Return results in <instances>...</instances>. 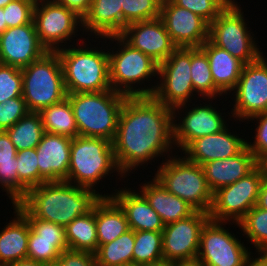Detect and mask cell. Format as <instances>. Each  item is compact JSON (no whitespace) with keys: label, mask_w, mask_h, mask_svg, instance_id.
Wrapping results in <instances>:
<instances>
[{"label":"cell","mask_w":267,"mask_h":266,"mask_svg":"<svg viewBox=\"0 0 267 266\" xmlns=\"http://www.w3.org/2000/svg\"><path fill=\"white\" fill-rule=\"evenodd\" d=\"M82 28L88 38L120 35L123 31L122 0H92L82 19Z\"/></svg>","instance_id":"cell-25"},{"label":"cell","mask_w":267,"mask_h":266,"mask_svg":"<svg viewBox=\"0 0 267 266\" xmlns=\"http://www.w3.org/2000/svg\"><path fill=\"white\" fill-rule=\"evenodd\" d=\"M190 64L191 48L180 47L158 65L159 81L153 94L158 102L174 109L193 100L199 101L191 79Z\"/></svg>","instance_id":"cell-12"},{"label":"cell","mask_w":267,"mask_h":266,"mask_svg":"<svg viewBox=\"0 0 267 266\" xmlns=\"http://www.w3.org/2000/svg\"><path fill=\"white\" fill-rule=\"evenodd\" d=\"M173 123V109L153 96L125 99L112 141L116 163L125 177L135 169L139 171L140 166L145 168L152 160L155 163L162 157L163 162L177 154Z\"/></svg>","instance_id":"cell-1"},{"label":"cell","mask_w":267,"mask_h":266,"mask_svg":"<svg viewBox=\"0 0 267 266\" xmlns=\"http://www.w3.org/2000/svg\"><path fill=\"white\" fill-rule=\"evenodd\" d=\"M212 100L216 101V99L212 98H201L199 101L202 102V104H197V101H194L192 105L185 104L173 109L174 144L176 150H179L177 154L192 140L206 135L219 133L229 125L228 123L231 121L230 118H233L232 115H230L231 112H226L228 114V120L225 116L226 108L224 107V109H220L219 106L217 107L215 105L216 102L214 103ZM187 105L191 109H188ZM221 110L222 112L225 110L224 114L220 112Z\"/></svg>","instance_id":"cell-10"},{"label":"cell","mask_w":267,"mask_h":266,"mask_svg":"<svg viewBox=\"0 0 267 266\" xmlns=\"http://www.w3.org/2000/svg\"><path fill=\"white\" fill-rule=\"evenodd\" d=\"M151 177L153 179L141 182L136 190L146 198L164 225L189 217L196 211L186 201L168 192L154 176Z\"/></svg>","instance_id":"cell-26"},{"label":"cell","mask_w":267,"mask_h":266,"mask_svg":"<svg viewBox=\"0 0 267 266\" xmlns=\"http://www.w3.org/2000/svg\"><path fill=\"white\" fill-rule=\"evenodd\" d=\"M0 188L6 192L12 205L19 202V176L17 173V158L0 161Z\"/></svg>","instance_id":"cell-42"},{"label":"cell","mask_w":267,"mask_h":266,"mask_svg":"<svg viewBox=\"0 0 267 266\" xmlns=\"http://www.w3.org/2000/svg\"><path fill=\"white\" fill-rule=\"evenodd\" d=\"M33 21L39 40L48 52H56L70 43L77 44L74 37L79 35L81 39H86L82 36V18L56 0H37Z\"/></svg>","instance_id":"cell-11"},{"label":"cell","mask_w":267,"mask_h":266,"mask_svg":"<svg viewBox=\"0 0 267 266\" xmlns=\"http://www.w3.org/2000/svg\"><path fill=\"white\" fill-rule=\"evenodd\" d=\"M7 266H45L40 262H36L33 259L24 258L14 263L8 264Z\"/></svg>","instance_id":"cell-50"},{"label":"cell","mask_w":267,"mask_h":266,"mask_svg":"<svg viewBox=\"0 0 267 266\" xmlns=\"http://www.w3.org/2000/svg\"><path fill=\"white\" fill-rule=\"evenodd\" d=\"M162 231H135L133 264L157 266L164 263Z\"/></svg>","instance_id":"cell-35"},{"label":"cell","mask_w":267,"mask_h":266,"mask_svg":"<svg viewBox=\"0 0 267 266\" xmlns=\"http://www.w3.org/2000/svg\"><path fill=\"white\" fill-rule=\"evenodd\" d=\"M256 120V121H255ZM254 121L256 122L255 126V134L252 135V142L246 140V147L253 153L256 160L258 161L263 155L267 154V112L260 113L257 115L252 116L251 118L247 119L245 122Z\"/></svg>","instance_id":"cell-43"},{"label":"cell","mask_w":267,"mask_h":266,"mask_svg":"<svg viewBox=\"0 0 267 266\" xmlns=\"http://www.w3.org/2000/svg\"><path fill=\"white\" fill-rule=\"evenodd\" d=\"M13 219L0 230V265H8L27 258L30 224L13 206Z\"/></svg>","instance_id":"cell-28"},{"label":"cell","mask_w":267,"mask_h":266,"mask_svg":"<svg viewBox=\"0 0 267 266\" xmlns=\"http://www.w3.org/2000/svg\"><path fill=\"white\" fill-rule=\"evenodd\" d=\"M135 231L129 229L112 242L100 245L95 253L96 266H126L133 264Z\"/></svg>","instance_id":"cell-32"},{"label":"cell","mask_w":267,"mask_h":266,"mask_svg":"<svg viewBox=\"0 0 267 266\" xmlns=\"http://www.w3.org/2000/svg\"><path fill=\"white\" fill-rule=\"evenodd\" d=\"M98 247L120 237L129 230L126 214L112 197H101L96 203Z\"/></svg>","instance_id":"cell-29"},{"label":"cell","mask_w":267,"mask_h":266,"mask_svg":"<svg viewBox=\"0 0 267 266\" xmlns=\"http://www.w3.org/2000/svg\"><path fill=\"white\" fill-rule=\"evenodd\" d=\"M17 152L6 131H0V161L12 160Z\"/></svg>","instance_id":"cell-46"},{"label":"cell","mask_w":267,"mask_h":266,"mask_svg":"<svg viewBox=\"0 0 267 266\" xmlns=\"http://www.w3.org/2000/svg\"><path fill=\"white\" fill-rule=\"evenodd\" d=\"M112 173L117 174L111 176ZM114 175L120 176L123 181L126 178L116 163L111 141L83 136L72 139L69 171L65 181L97 191L100 181L108 176L114 178Z\"/></svg>","instance_id":"cell-6"},{"label":"cell","mask_w":267,"mask_h":266,"mask_svg":"<svg viewBox=\"0 0 267 266\" xmlns=\"http://www.w3.org/2000/svg\"><path fill=\"white\" fill-rule=\"evenodd\" d=\"M67 9L74 11L82 19L88 13L92 0H56Z\"/></svg>","instance_id":"cell-47"},{"label":"cell","mask_w":267,"mask_h":266,"mask_svg":"<svg viewBox=\"0 0 267 266\" xmlns=\"http://www.w3.org/2000/svg\"><path fill=\"white\" fill-rule=\"evenodd\" d=\"M128 96L113 89L67 94L79 136L113 141L121 108Z\"/></svg>","instance_id":"cell-5"},{"label":"cell","mask_w":267,"mask_h":266,"mask_svg":"<svg viewBox=\"0 0 267 266\" xmlns=\"http://www.w3.org/2000/svg\"><path fill=\"white\" fill-rule=\"evenodd\" d=\"M12 1L13 0H0V8H4L8 3Z\"/></svg>","instance_id":"cell-54"},{"label":"cell","mask_w":267,"mask_h":266,"mask_svg":"<svg viewBox=\"0 0 267 266\" xmlns=\"http://www.w3.org/2000/svg\"><path fill=\"white\" fill-rule=\"evenodd\" d=\"M47 52L39 40L34 21L8 28L0 34V64L22 69Z\"/></svg>","instance_id":"cell-19"},{"label":"cell","mask_w":267,"mask_h":266,"mask_svg":"<svg viewBox=\"0 0 267 266\" xmlns=\"http://www.w3.org/2000/svg\"><path fill=\"white\" fill-rule=\"evenodd\" d=\"M106 40L110 41L108 46L114 43L108 49L111 88L128 97L153 96L158 83V64L120 35L108 36ZM152 77L156 78L155 82Z\"/></svg>","instance_id":"cell-4"},{"label":"cell","mask_w":267,"mask_h":266,"mask_svg":"<svg viewBox=\"0 0 267 266\" xmlns=\"http://www.w3.org/2000/svg\"><path fill=\"white\" fill-rule=\"evenodd\" d=\"M257 167L260 169L263 178H266L267 179V154L266 155H263L257 161Z\"/></svg>","instance_id":"cell-51"},{"label":"cell","mask_w":267,"mask_h":266,"mask_svg":"<svg viewBox=\"0 0 267 266\" xmlns=\"http://www.w3.org/2000/svg\"><path fill=\"white\" fill-rule=\"evenodd\" d=\"M191 79L194 91L200 99H217L224 98V95L215 87L210 63L206 53L200 47L191 48ZM202 96V97H201Z\"/></svg>","instance_id":"cell-33"},{"label":"cell","mask_w":267,"mask_h":266,"mask_svg":"<svg viewBox=\"0 0 267 266\" xmlns=\"http://www.w3.org/2000/svg\"><path fill=\"white\" fill-rule=\"evenodd\" d=\"M262 54L255 62L244 65L232 96V121L242 123L254 115L267 112V58ZM234 99V100H233Z\"/></svg>","instance_id":"cell-14"},{"label":"cell","mask_w":267,"mask_h":266,"mask_svg":"<svg viewBox=\"0 0 267 266\" xmlns=\"http://www.w3.org/2000/svg\"><path fill=\"white\" fill-rule=\"evenodd\" d=\"M39 114L46 133L71 139L79 136L73 109L67 97L61 102L42 109Z\"/></svg>","instance_id":"cell-31"},{"label":"cell","mask_w":267,"mask_h":266,"mask_svg":"<svg viewBox=\"0 0 267 266\" xmlns=\"http://www.w3.org/2000/svg\"><path fill=\"white\" fill-rule=\"evenodd\" d=\"M17 151L36 148L45 130L39 112H28L12 127L6 130Z\"/></svg>","instance_id":"cell-34"},{"label":"cell","mask_w":267,"mask_h":266,"mask_svg":"<svg viewBox=\"0 0 267 266\" xmlns=\"http://www.w3.org/2000/svg\"><path fill=\"white\" fill-rule=\"evenodd\" d=\"M72 139L44 133L36 147L39 174L47 181H63L68 177Z\"/></svg>","instance_id":"cell-22"},{"label":"cell","mask_w":267,"mask_h":266,"mask_svg":"<svg viewBox=\"0 0 267 266\" xmlns=\"http://www.w3.org/2000/svg\"><path fill=\"white\" fill-rule=\"evenodd\" d=\"M209 213L195 211L189 217L165 225L162 231L164 263L196 260L203 226Z\"/></svg>","instance_id":"cell-16"},{"label":"cell","mask_w":267,"mask_h":266,"mask_svg":"<svg viewBox=\"0 0 267 266\" xmlns=\"http://www.w3.org/2000/svg\"><path fill=\"white\" fill-rule=\"evenodd\" d=\"M208 57L215 87L229 98L242 73L244 63L209 40L200 47ZM229 93V94H228Z\"/></svg>","instance_id":"cell-27"},{"label":"cell","mask_w":267,"mask_h":266,"mask_svg":"<svg viewBox=\"0 0 267 266\" xmlns=\"http://www.w3.org/2000/svg\"><path fill=\"white\" fill-rule=\"evenodd\" d=\"M162 0H122L123 30L134 22L160 17Z\"/></svg>","instance_id":"cell-38"},{"label":"cell","mask_w":267,"mask_h":266,"mask_svg":"<svg viewBox=\"0 0 267 266\" xmlns=\"http://www.w3.org/2000/svg\"><path fill=\"white\" fill-rule=\"evenodd\" d=\"M7 29V24L5 21V12L3 8H0V34H2Z\"/></svg>","instance_id":"cell-53"},{"label":"cell","mask_w":267,"mask_h":266,"mask_svg":"<svg viewBox=\"0 0 267 266\" xmlns=\"http://www.w3.org/2000/svg\"><path fill=\"white\" fill-rule=\"evenodd\" d=\"M229 127L228 125L219 133L192 140L180 154L199 165L237 155L246 146V139L241 138L244 136L237 134V131L231 132Z\"/></svg>","instance_id":"cell-21"},{"label":"cell","mask_w":267,"mask_h":266,"mask_svg":"<svg viewBox=\"0 0 267 266\" xmlns=\"http://www.w3.org/2000/svg\"><path fill=\"white\" fill-rule=\"evenodd\" d=\"M176 5L199 15L209 24L231 3L229 0H172Z\"/></svg>","instance_id":"cell-41"},{"label":"cell","mask_w":267,"mask_h":266,"mask_svg":"<svg viewBox=\"0 0 267 266\" xmlns=\"http://www.w3.org/2000/svg\"><path fill=\"white\" fill-rule=\"evenodd\" d=\"M37 0H13L4 8L7 29L33 22Z\"/></svg>","instance_id":"cell-40"},{"label":"cell","mask_w":267,"mask_h":266,"mask_svg":"<svg viewBox=\"0 0 267 266\" xmlns=\"http://www.w3.org/2000/svg\"><path fill=\"white\" fill-rule=\"evenodd\" d=\"M160 19L178 48L201 47L209 38V23L172 0H162Z\"/></svg>","instance_id":"cell-17"},{"label":"cell","mask_w":267,"mask_h":266,"mask_svg":"<svg viewBox=\"0 0 267 266\" xmlns=\"http://www.w3.org/2000/svg\"><path fill=\"white\" fill-rule=\"evenodd\" d=\"M94 191L65 180L45 182L29 189L18 202L32 217L66 227L78 216L89 213L106 197L100 189Z\"/></svg>","instance_id":"cell-2"},{"label":"cell","mask_w":267,"mask_h":266,"mask_svg":"<svg viewBox=\"0 0 267 266\" xmlns=\"http://www.w3.org/2000/svg\"><path fill=\"white\" fill-rule=\"evenodd\" d=\"M77 39V44H70L56 51L61 60L67 94L111 90L106 37L100 39L91 38L90 40L88 37H86L87 40ZM93 42H95L94 45H92ZM96 42L99 44H96ZM100 42H102L101 46Z\"/></svg>","instance_id":"cell-3"},{"label":"cell","mask_w":267,"mask_h":266,"mask_svg":"<svg viewBox=\"0 0 267 266\" xmlns=\"http://www.w3.org/2000/svg\"><path fill=\"white\" fill-rule=\"evenodd\" d=\"M124 186L113 189L106 197H112L124 210L129 229L134 231H163L165 225L161 217L150 206L146 198L136 188ZM132 189V190H131ZM115 191V192H114Z\"/></svg>","instance_id":"cell-23"},{"label":"cell","mask_w":267,"mask_h":266,"mask_svg":"<svg viewBox=\"0 0 267 266\" xmlns=\"http://www.w3.org/2000/svg\"><path fill=\"white\" fill-rule=\"evenodd\" d=\"M254 253L248 258L245 266H267V256L264 253Z\"/></svg>","instance_id":"cell-49"},{"label":"cell","mask_w":267,"mask_h":266,"mask_svg":"<svg viewBox=\"0 0 267 266\" xmlns=\"http://www.w3.org/2000/svg\"><path fill=\"white\" fill-rule=\"evenodd\" d=\"M68 249L95 254L98 250L96 204L84 215L78 216L65 227Z\"/></svg>","instance_id":"cell-30"},{"label":"cell","mask_w":267,"mask_h":266,"mask_svg":"<svg viewBox=\"0 0 267 266\" xmlns=\"http://www.w3.org/2000/svg\"><path fill=\"white\" fill-rule=\"evenodd\" d=\"M175 266H205V265L198 260H192V261L176 262Z\"/></svg>","instance_id":"cell-52"},{"label":"cell","mask_w":267,"mask_h":266,"mask_svg":"<svg viewBox=\"0 0 267 266\" xmlns=\"http://www.w3.org/2000/svg\"><path fill=\"white\" fill-rule=\"evenodd\" d=\"M15 206L28 220L30 233L27 258L51 266L68 249L65 227L32 217L19 203Z\"/></svg>","instance_id":"cell-18"},{"label":"cell","mask_w":267,"mask_h":266,"mask_svg":"<svg viewBox=\"0 0 267 266\" xmlns=\"http://www.w3.org/2000/svg\"><path fill=\"white\" fill-rule=\"evenodd\" d=\"M256 207L267 210V179L266 178H264L261 183L257 202H256Z\"/></svg>","instance_id":"cell-48"},{"label":"cell","mask_w":267,"mask_h":266,"mask_svg":"<svg viewBox=\"0 0 267 266\" xmlns=\"http://www.w3.org/2000/svg\"><path fill=\"white\" fill-rule=\"evenodd\" d=\"M16 97H22L21 69L0 64V103Z\"/></svg>","instance_id":"cell-39"},{"label":"cell","mask_w":267,"mask_h":266,"mask_svg":"<svg viewBox=\"0 0 267 266\" xmlns=\"http://www.w3.org/2000/svg\"><path fill=\"white\" fill-rule=\"evenodd\" d=\"M22 98L30 112L61 102L67 97L63 69L57 52H47L21 69Z\"/></svg>","instance_id":"cell-8"},{"label":"cell","mask_w":267,"mask_h":266,"mask_svg":"<svg viewBox=\"0 0 267 266\" xmlns=\"http://www.w3.org/2000/svg\"><path fill=\"white\" fill-rule=\"evenodd\" d=\"M247 243L253 245L255 253H264L267 250V210L254 206L245 217L235 223Z\"/></svg>","instance_id":"cell-36"},{"label":"cell","mask_w":267,"mask_h":266,"mask_svg":"<svg viewBox=\"0 0 267 266\" xmlns=\"http://www.w3.org/2000/svg\"><path fill=\"white\" fill-rule=\"evenodd\" d=\"M120 36L158 65L178 48L171 40L160 17L131 23L124 28Z\"/></svg>","instance_id":"cell-20"},{"label":"cell","mask_w":267,"mask_h":266,"mask_svg":"<svg viewBox=\"0 0 267 266\" xmlns=\"http://www.w3.org/2000/svg\"><path fill=\"white\" fill-rule=\"evenodd\" d=\"M243 9L237 1L229 3L209 24L208 40L246 65L255 62L264 52L248 27L249 19Z\"/></svg>","instance_id":"cell-9"},{"label":"cell","mask_w":267,"mask_h":266,"mask_svg":"<svg viewBox=\"0 0 267 266\" xmlns=\"http://www.w3.org/2000/svg\"><path fill=\"white\" fill-rule=\"evenodd\" d=\"M263 176L258 167L231 185L213 193L210 219L239 223L256 206Z\"/></svg>","instance_id":"cell-15"},{"label":"cell","mask_w":267,"mask_h":266,"mask_svg":"<svg viewBox=\"0 0 267 266\" xmlns=\"http://www.w3.org/2000/svg\"><path fill=\"white\" fill-rule=\"evenodd\" d=\"M226 224L231 227L234 222L209 219L203 226L196 260L205 266H245L253 254L251 247L246 246Z\"/></svg>","instance_id":"cell-13"},{"label":"cell","mask_w":267,"mask_h":266,"mask_svg":"<svg viewBox=\"0 0 267 266\" xmlns=\"http://www.w3.org/2000/svg\"><path fill=\"white\" fill-rule=\"evenodd\" d=\"M180 155H172L161 165L154 166L157 167V171L153 170L154 177L168 192L186 201L196 211L209 213L213 193L207 185L202 166Z\"/></svg>","instance_id":"cell-7"},{"label":"cell","mask_w":267,"mask_h":266,"mask_svg":"<svg viewBox=\"0 0 267 266\" xmlns=\"http://www.w3.org/2000/svg\"><path fill=\"white\" fill-rule=\"evenodd\" d=\"M16 158L20 201L29 189L47 181L39 174L36 148L20 150L17 152Z\"/></svg>","instance_id":"cell-37"},{"label":"cell","mask_w":267,"mask_h":266,"mask_svg":"<svg viewBox=\"0 0 267 266\" xmlns=\"http://www.w3.org/2000/svg\"><path fill=\"white\" fill-rule=\"evenodd\" d=\"M29 112L22 97L0 103V131H6Z\"/></svg>","instance_id":"cell-44"},{"label":"cell","mask_w":267,"mask_h":266,"mask_svg":"<svg viewBox=\"0 0 267 266\" xmlns=\"http://www.w3.org/2000/svg\"><path fill=\"white\" fill-rule=\"evenodd\" d=\"M51 266H96L95 254L67 249Z\"/></svg>","instance_id":"cell-45"},{"label":"cell","mask_w":267,"mask_h":266,"mask_svg":"<svg viewBox=\"0 0 267 266\" xmlns=\"http://www.w3.org/2000/svg\"><path fill=\"white\" fill-rule=\"evenodd\" d=\"M207 185L212 193L235 183L257 167L253 153L245 146L237 155L201 164Z\"/></svg>","instance_id":"cell-24"},{"label":"cell","mask_w":267,"mask_h":266,"mask_svg":"<svg viewBox=\"0 0 267 266\" xmlns=\"http://www.w3.org/2000/svg\"><path fill=\"white\" fill-rule=\"evenodd\" d=\"M157 266H175V263L171 264V263H163Z\"/></svg>","instance_id":"cell-55"}]
</instances>
